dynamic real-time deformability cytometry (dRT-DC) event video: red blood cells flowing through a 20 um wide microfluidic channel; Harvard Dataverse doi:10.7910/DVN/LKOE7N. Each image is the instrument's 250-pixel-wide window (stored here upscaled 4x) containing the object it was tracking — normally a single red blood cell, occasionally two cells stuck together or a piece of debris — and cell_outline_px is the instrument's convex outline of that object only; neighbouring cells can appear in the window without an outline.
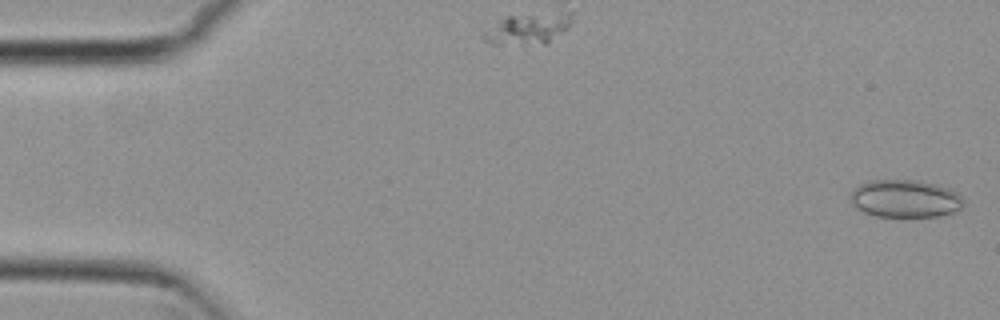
{"species": "common noctule bat (a hibernating species)", "species_latin": "Nyctalus noctula", "temperature_condition": "cold", "stored_images_in_passage": 55, "camera_frame_rate_fps": 3000, "um_per_image_px": 0.085, "animal": {"sex": "female", "body_mass_g": 29.2, "forearm_length_mm": 56.3}, "frame": {"image": 1, "passage_image": 1, "time_ms": 0.0, "image_size_px": [1000, 320], "cell_outline_px": [[964, 204], [960, 208], [952, 212], [936, 216], [876, 216], [864, 212], [856, 208], [852, 204], [852, 192], [860, 184], [868, 180], [920, 180], [936, 184], [948, 188], [956, 192], [964, 200]], "centroid_in_image_um": [76.94, 16.87], "position_along_channel_um": 8.1, "area_um2": 24.62}}
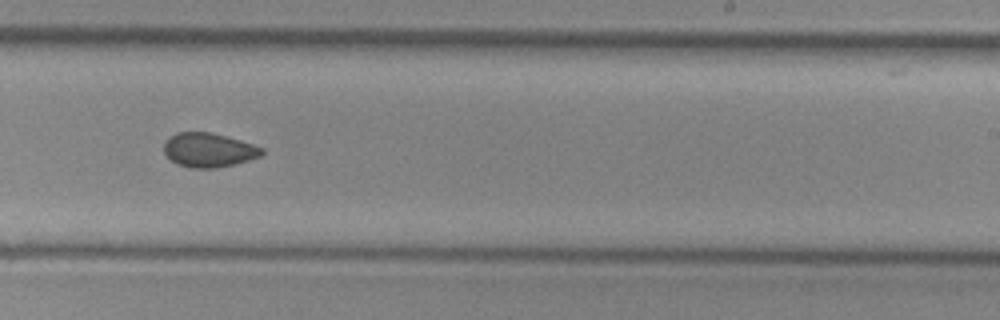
{"frame": {"image": 2, "passage_image": 33, "time_ms": 10.667, "image_size_px": [1000, 320], "cell_outline_px": [[264, 152], [260, 156], [248, 160], [216, 168], [192, 168], [176, 164], [164, 152], [164, 144], [176, 132], [212, 132], [240, 140], [264, 148]], "centroid_in_image_um": [17.75, 12.75], "position_along_channel_um": 271.3, "area_um2": 19.31}}
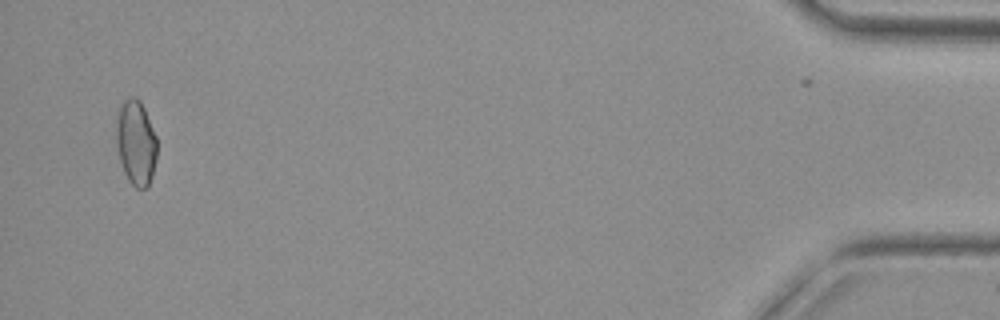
{"frame": {"image": 3, "passage_image": 52, "time_ms": 17.0, "image_size_px": [1000, 320], "cell_outline_px": [[156, 160], [152, 176], [148, 188], [136, 188], [128, 180], [124, 172], [120, 160], [116, 144], [116, 124], [120, 108], [124, 100], [128, 96], [136, 96], [140, 100], [144, 108], [156, 136]], "centroid_in_image_um": [11.55, 12.13], "position_along_channel_um": 423.6, "area_um2": 20.17}, "authors_computed_cell_mechanics": {"area_um2": 20.1144, "velocity_mm_per_s": 3.8119, "shape_relaxation_time_tau1_ms": null, "shape_relaxation_time_tau2_ms": 4.6434, "deformation_change_tau1": null, "deformation_change_tau2": 0.074}}